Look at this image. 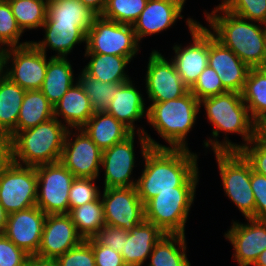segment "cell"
<instances>
[{
    "mask_svg": "<svg viewBox=\"0 0 266 266\" xmlns=\"http://www.w3.org/2000/svg\"><path fill=\"white\" fill-rule=\"evenodd\" d=\"M58 266H96L95 256L89 239L83 240L77 246L69 249L56 258Z\"/></svg>",
    "mask_w": 266,
    "mask_h": 266,
    "instance_id": "cell-43",
    "label": "cell"
},
{
    "mask_svg": "<svg viewBox=\"0 0 266 266\" xmlns=\"http://www.w3.org/2000/svg\"><path fill=\"white\" fill-rule=\"evenodd\" d=\"M10 160V138L0 131V168Z\"/></svg>",
    "mask_w": 266,
    "mask_h": 266,
    "instance_id": "cell-48",
    "label": "cell"
},
{
    "mask_svg": "<svg viewBox=\"0 0 266 266\" xmlns=\"http://www.w3.org/2000/svg\"><path fill=\"white\" fill-rule=\"evenodd\" d=\"M54 117V107L41 90L26 91L20 108L17 131H23Z\"/></svg>",
    "mask_w": 266,
    "mask_h": 266,
    "instance_id": "cell-33",
    "label": "cell"
},
{
    "mask_svg": "<svg viewBox=\"0 0 266 266\" xmlns=\"http://www.w3.org/2000/svg\"><path fill=\"white\" fill-rule=\"evenodd\" d=\"M196 187H176V191L160 192L145 205V220L165 234L185 235V226Z\"/></svg>",
    "mask_w": 266,
    "mask_h": 266,
    "instance_id": "cell-7",
    "label": "cell"
},
{
    "mask_svg": "<svg viewBox=\"0 0 266 266\" xmlns=\"http://www.w3.org/2000/svg\"><path fill=\"white\" fill-rule=\"evenodd\" d=\"M26 90L0 73V131L9 138L17 131V121Z\"/></svg>",
    "mask_w": 266,
    "mask_h": 266,
    "instance_id": "cell-30",
    "label": "cell"
},
{
    "mask_svg": "<svg viewBox=\"0 0 266 266\" xmlns=\"http://www.w3.org/2000/svg\"><path fill=\"white\" fill-rule=\"evenodd\" d=\"M186 0H148L146 7L133 23L136 38L140 43L144 37L166 31L175 25Z\"/></svg>",
    "mask_w": 266,
    "mask_h": 266,
    "instance_id": "cell-21",
    "label": "cell"
},
{
    "mask_svg": "<svg viewBox=\"0 0 266 266\" xmlns=\"http://www.w3.org/2000/svg\"><path fill=\"white\" fill-rule=\"evenodd\" d=\"M69 215L84 240L93 238L106 225L100 196L95 201L71 209Z\"/></svg>",
    "mask_w": 266,
    "mask_h": 266,
    "instance_id": "cell-34",
    "label": "cell"
},
{
    "mask_svg": "<svg viewBox=\"0 0 266 266\" xmlns=\"http://www.w3.org/2000/svg\"><path fill=\"white\" fill-rule=\"evenodd\" d=\"M89 245L92 247L96 266H127L121 253L101 245L94 237L89 238Z\"/></svg>",
    "mask_w": 266,
    "mask_h": 266,
    "instance_id": "cell-45",
    "label": "cell"
},
{
    "mask_svg": "<svg viewBox=\"0 0 266 266\" xmlns=\"http://www.w3.org/2000/svg\"><path fill=\"white\" fill-rule=\"evenodd\" d=\"M96 179L75 178L69 192V211L75 207L95 201L101 194Z\"/></svg>",
    "mask_w": 266,
    "mask_h": 266,
    "instance_id": "cell-41",
    "label": "cell"
},
{
    "mask_svg": "<svg viewBox=\"0 0 266 266\" xmlns=\"http://www.w3.org/2000/svg\"><path fill=\"white\" fill-rule=\"evenodd\" d=\"M82 129L102 151L124 141L132 134L126 126L106 111L94 112Z\"/></svg>",
    "mask_w": 266,
    "mask_h": 266,
    "instance_id": "cell-26",
    "label": "cell"
},
{
    "mask_svg": "<svg viewBox=\"0 0 266 266\" xmlns=\"http://www.w3.org/2000/svg\"><path fill=\"white\" fill-rule=\"evenodd\" d=\"M44 38L42 41H31L39 50L47 53L55 51L52 57H67L76 44L85 43L87 34L77 24H57V22H44Z\"/></svg>",
    "mask_w": 266,
    "mask_h": 266,
    "instance_id": "cell-24",
    "label": "cell"
},
{
    "mask_svg": "<svg viewBox=\"0 0 266 266\" xmlns=\"http://www.w3.org/2000/svg\"><path fill=\"white\" fill-rule=\"evenodd\" d=\"M30 255L0 234V266H25Z\"/></svg>",
    "mask_w": 266,
    "mask_h": 266,
    "instance_id": "cell-44",
    "label": "cell"
},
{
    "mask_svg": "<svg viewBox=\"0 0 266 266\" xmlns=\"http://www.w3.org/2000/svg\"><path fill=\"white\" fill-rule=\"evenodd\" d=\"M25 266H58L56 259L41 258L36 255L29 256Z\"/></svg>",
    "mask_w": 266,
    "mask_h": 266,
    "instance_id": "cell-49",
    "label": "cell"
},
{
    "mask_svg": "<svg viewBox=\"0 0 266 266\" xmlns=\"http://www.w3.org/2000/svg\"><path fill=\"white\" fill-rule=\"evenodd\" d=\"M253 266H266V249L258 256Z\"/></svg>",
    "mask_w": 266,
    "mask_h": 266,
    "instance_id": "cell-52",
    "label": "cell"
},
{
    "mask_svg": "<svg viewBox=\"0 0 266 266\" xmlns=\"http://www.w3.org/2000/svg\"><path fill=\"white\" fill-rule=\"evenodd\" d=\"M225 195L246 218L255 219L251 164L240 151L214 152Z\"/></svg>",
    "mask_w": 266,
    "mask_h": 266,
    "instance_id": "cell-6",
    "label": "cell"
},
{
    "mask_svg": "<svg viewBox=\"0 0 266 266\" xmlns=\"http://www.w3.org/2000/svg\"><path fill=\"white\" fill-rule=\"evenodd\" d=\"M46 216L36 205L8 214L3 234L28 255H36L41 243Z\"/></svg>",
    "mask_w": 266,
    "mask_h": 266,
    "instance_id": "cell-18",
    "label": "cell"
},
{
    "mask_svg": "<svg viewBox=\"0 0 266 266\" xmlns=\"http://www.w3.org/2000/svg\"><path fill=\"white\" fill-rule=\"evenodd\" d=\"M24 32L20 29L7 0H0V51L9 47L24 46L31 41L21 42Z\"/></svg>",
    "mask_w": 266,
    "mask_h": 266,
    "instance_id": "cell-38",
    "label": "cell"
},
{
    "mask_svg": "<svg viewBox=\"0 0 266 266\" xmlns=\"http://www.w3.org/2000/svg\"><path fill=\"white\" fill-rule=\"evenodd\" d=\"M204 106L208 121L213 125L212 135L204 140V147L211 151H240L249 144L260 132V127L252 120L248 108L238 92H226L224 94L208 97L199 101ZM224 132L225 139L218 140L220 132ZM236 133L243 138V143L231 142L227 135ZM220 141V142H219Z\"/></svg>",
    "mask_w": 266,
    "mask_h": 266,
    "instance_id": "cell-2",
    "label": "cell"
},
{
    "mask_svg": "<svg viewBox=\"0 0 266 266\" xmlns=\"http://www.w3.org/2000/svg\"><path fill=\"white\" fill-rule=\"evenodd\" d=\"M0 73H1V53H0Z\"/></svg>",
    "mask_w": 266,
    "mask_h": 266,
    "instance_id": "cell-55",
    "label": "cell"
},
{
    "mask_svg": "<svg viewBox=\"0 0 266 266\" xmlns=\"http://www.w3.org/2000/svg\"><path fill=\"white\" fill-rule=\"evenodd\" d=\"M72 65L67 57H49L46 76L40 88L54 106L75 83Z\"/></svg>",
    "mask_w": 266,
    "mask_h": 266,
    "instance_id": "cell-29",
    "label": "cell"
},
{
    "mask_svg": "<svg viewBox=\"0 0 266 266\" xmlns=\"http://www.w3.org/2000/svg\"><path fill=\"white\" fill-rule=\"evenodd\" d=\"M74 130L75 132L73 128H68L60 162L75 178L98 179L102 172L100 171L102 150L82 128H74Z\"/></svg>",
    "mask_w": 266,
    "mask_h": 266,
    "instance_id": "cell-13",
    "label": "cell"
},
{
    "mask_svg": "<svg viewBox=\"0 0 266 266\" xmlns=\"http://www.w3.org/2000/svg\"><path fill=\"white\" fill-rule=\"evenodd\" d=\"M186 24L192 36V44L186 47L175 44L173 61L183 83L191 88L199 75L208 66L209 30L196 20L187 18Z\"/></svg>",
    "mask_w": 266,
    "mask_h": 266,
    "instance_id": "cell-12",
    "label": "cell"
},
{
    "mask_svg": "<svg viewBox=\"0 0 266 266\" xmlns=\"http://www.w3.org/2000/svg\"><path fill=\"white\" fill-rule=\"evenodd\" d=\"M241 94L252 120L262 129L266 125V69L250 68Z\"/></svg>",
    "mask_w": 266,
    "mask_h": 266,
    "instance_id": "cell-31",
    "label": "cell"
},
{
    "mask_svg": "<svg viewBox=\"0 0 266 266\" xmlns=\"http://www.w3.org/2000/svg\"><path fill=\"white\" fill-rule=\"evenodd\" d=\"M250 183L255 197V219L266 220V176L256 173L251 166Z\"/></svg>",
    "mask_w": 266,
    "mask_h": 266,
    "instance_id": "cell-46",
    "label": "cell"
},
{
    "mask_svg": "<svg viewBox=\"0 0 266 266\" xmlns=\"http://www.w3.org/2000/svg\"><path fill=\"white\" fill-rule=\"evenodd\" d=\"M190 92L200 101L228 91L223 87L217 72L208 65L190 88Z\"/></svg>",
    "mask_w": 266,
    "mask_h": 266,
    "instance_id": "cell-40",
    "label": "cell"
},
{
    "mask_svg": "<svg viewBox=\"0 0 266 266\" xmlns=\"http://www.w3.org/2000/svg\"><path fill=\"white\" fill-rule=\"evenodd\" d=\"M20 29H40L47 17L48 0H7Z\"/></svg>",
    "mask_w": 266,
    "mask_h": 266,
    "instance_id": "cell-35",
    "label": "cell"
},
{
    "mask_svg": "<svg viewBox=\"0 0 266 266\" xmlns=\"http://www.w3.org/2000/svg\"><path fill=\"white\" fill-rule=\"evenodd\" d=\"M84 56L91 57L82 69L88 76L110 83H126L131 80L125 69L133 57L95 53H85Z\"/></svg>",
    "mask_w": 266,
    "mask_h": 266,
    "instance_id": "cell-27",
    "label": "cell"
},
{
    "mask_svg": "<svg viewBox=\"0 0 266 266\" xmlns=\"http://www.w3.org/2000/svg\"><path fill=\"white\" fill-rule=\"evenodd\" d=\"M83 240L69 214H49L44 222L36 256L56 259Z\"/></svg>",
    "mask_w": 266,
    "mask_h": 266,
    "instance_id": "cell-19",
    "label": "cell"
},
{
    "mask_svg": "<svg viewBox=\"0 0 266 266\" xmlns=\"http://www.w3.org/2000/svg\"><path fill=\"white\" fill-rule=\"evenodd\" d=\"M148 0H107L101 17L121 24L133 25Z\"/></svg>",
    "mask_w": 266,
    "mask_h": 266,
    "instance_id": "cell-37",
    "label": "cell"
},
{
    "mask_svg": "<svg viewBox=\"0 0 266 266\" xmlns=\"http://www.w3.org/2000/svg\"><path fill=\"white\" fill-rule=\"evenodd\" d=\"M246 220L245 224L233 220L230 229L224 233L235 251L232 258L239 266H252L266 249V220L254 218Z\"/></svg>",
    "mask_w": 266,
    "mask_h": 266,
    "instance_id": "cell-16",
    "label": "cell"
},
{
    "mask_svg": "<svg viewBox=\"0 0 266 266\" xmlns=\"http://www.w3.org/2000/svg\"><path fill=\"white\" fill-rule=\"evenodd\" d=\"M0 53L3 75L26 91L40 90L49 61L47 54L32 42L24 46L3 49Z\"/></svg>",
    "mask_w": 266,
    "mask_h": 266,
    "instance_id": "cell-8",
    "label": "cell"
},
{
    "mask_svg": "<svg viewBox=\"0 0 266 266\" xmlns=\"http://www.w3.org/2000/svg\"><path fill=\"white\" fill-rule=\"evenodd\" d=\"M53 107L54 117L57 119L61 117L62 120L60 121L67 128H82L94 114L90 98L78 81Z\"/></svg>",
    "mask_w": 266,
    "mask_h": 266,
    "instance_id": "cell-25",
    "label": "cell"
},
{
    "mask_svg": "<svg viewBox=\"0 0 266 266\" xmlns=\"http://www.w3.org/2000/svg\"><path fill=\"white\" fill-rule=\"evenodd\" d=\"M261 131L266 134V125L261 129Z\"/></svg>",
    "mask_w": 266,
    "mask_h": 266,
    "instance_id": "cell-54",
    "label": "cell"
},
{
    "mask_svg": "<svg viewBox=\"0 0 266 266\" xmlns=\"http://www.w3.org/2000/svg\"><path fill=\"white\" fill-rule=\"evenodd\" d=\"M240 152L249 161L253 171L266 176V134L261 131Z\"/></svg>",
    "mask_w": 266,
    "mask_h": 266,
    "instance_id": "cell-42",
    "label": "cell"
},
{
    "mask_svg": "<svg viewBox=\"0 0 266 266\" xmlns=\"http://www.w3.org/2000/svg\"><path fill=\"white\" fill-rule=\"evenodd\" d=\"M98 15L80 0H48L45 22L77 24L86 34Z\"/></svg>",
    "mask_w": 266,
    "mask_h": 266,
    "instance_id": "cell-28",
    "label": "cell"
},
{
    "mask_svg": "<svg viewBox=\"0 0 266 266\" xmlns=\"http://www.w3.org/2000/svg\"><path fill=\"white\" fill-rule=\"evenodd\" d=\"M199 100L189 91L174 100L153 102L148 106L147 122L169 144L167 148H186L187 134L196 124Z\"/></svg>",
    "mask_w": 266,
    "mask_h": 266,
    "instance_id": "cell-5",
    "label": "cell"
},
{
    "mask_svg": "<svg viewBox=\"0 0 266 266\" xmlns=\"http://www.w3.org/2000/svg\"><path fill=\"white\" fill-rule=\"evenodd\" d=\"M76 80L90 98L94 112H104L108 109V106L114 98L115 89L121 84L102 82L101 80L88 76L83 70L78 75V78L76 77Z\"/></svg>",
    "mask_w": 266,
    "mask_h": 266,
    "instance_id": "cell-36",
    "label": "cell"
},
{
    "mask_svg": "<svg viewBox=\"0 0 266 266\" xmlns=\"http://www.w3.org/2000/svg\"><path fill=\"white\" fill-rule=\"evenodd\" d=\"M208 65L217 72L228 92L242 93L250 68L231 49L216 40L210 30Z\"/></svg>",
    "mask_w": 266,
    "mask_h": 266,
    "instance_id": "cell-20",
    "label": "cell"
},
{
    "mask_svg": "<svg viewBox=\"0 0 266 266\" xmlns=\"http://www.w3.org/2000/svg\"><path fill=\"white\" fill-rule=\"evenodd\" d=\"M37 201L46 215L69 214V192L74 175L61 163L36 166Z\"/></svg>",
    "mask_w": 266,
    "mask_h": 266,
    "instance_id": "cell-11",
    "label": "cell"
},
{
    "mask_svg": "<svg viewBox=\"0 0 266 266\" xmlns=\"http://www.w3.org/2000/svg\"><path fill=\"white\" fill-rule=\"evenodd\" d=\"M262 68L266 69V37H265V43H264V54H263V60H262Z\"/></svg>",
    "mask_w": 266,
    "mask_h": 266,
    "instance_id": "cell-53",
    "label": "cell"
},
{
    "mask_svg": "<svg viewBox=\"0 0 266 266\" xmlns=\"http://www.w3.org/2000/svg\"><path fill=\"white\" fill-rule=\"evenodd\" d=\"M134 139L135 133H132L124 141L102 151L101 169L104 170V188L136 186L137 179L131 177L136 159Z\"/></svg>",
    "mask_w": 266,
    "mask_h": 266,
    "instance_id": "cell-17",
    "label": "cell"
},
{
    "mask_svg": "<svg viewBox=\"0 0 266 266\" xmlns=\"http://www.w3.org/2000/svg\"><path fill=\"white\" fill-rule=\"evenodd\" d=\"M220 5L237 16L266 25V0H223Z\"/></svg>",
    "mask_w": 266,
    "mask_h": 266,
    "instance_id": "cell-39",
    "label": "cell"
},
{
    "mask_svg": "<svg viewBox=\"0 0 266 266\" xmlns=\"http://www.w3.org/2000/svg\"><path fill=\"white\" fill-rule=\"evenodd\" d=\"M86 7L94 11L98 16H101L106 6L107 0H80Z\"/></svg>",
    "mask_w": 266,
    "mask_h": 266,
    "instance_id": "cell-50",
    "label": "cell"
},
{
    "mask_svg": "<svg viewBox=\"0 0 266 266\" xmlns=\"http://www.w3.org/2000/svg\"><path fill=\"white\" fill-rule=\"evenodd\" d=\"M186 242V235L164 234L154 245L147 266H191Z\"/></svg>",
    "mask_w": 266,
    "mask_h": 266,
    "instance_id": "cell-32",
    "label": "cell"
},
{
    "mask_svg": "<svg viewBox=\"0 0 266 266\" xmlns=\"http://www.w3.org/2000/svg\"><path fill=\"white\" fill-rule=\"evenodd\" d=\"M138 134L144 169L138 176L136 189L145 205L160 192L176 191V187H197L198 155L186 148H167L147 133Z\"/></svg>",
    "mask_w": 266,
    "mask_h": 266,
    "instance_id": "cell-1",
    "label": "cell"
},
{
    "mask_svg": "<svg viewBox=\"0 0 266 266\" xmlns=\"http://www.w3.org/2000/svg\"><path fill=\"white\" fill-rule=\"evenodd\" d=\"M169 61L158 50L150 53L144 80L148 100L152 103L174 100L190 91L177 73L173 61Z\"/></svg>",
    "mask_w": 266,
    "mask_h": 266,
    "instance_id": "cell-15",
    "label": "cell"
},
{
    "mask_svg": "<svg viewBox=\"0 0 266 266\" xmlns=\"http://www.w3.org/2000/svg\"><path fill=\"white\" fill-rule=\"evenodd\" d=\"M143 94L135 88V83L130 80L121 83L115 89L114 98L112 99L107 113L114 116L119 122L126 126L132 133H145L144 128L135 126V121H140L148 115V108L145 107V98ZM137 127L138 129L135 130ZM136 131V132H135Z\"/></svg>",
    "mask_w": 266,
    "mask_h": 266,
    "instance_id": "cell-22",
    "label": "cell"
},
{
    "mask_svg": "<svg viewBox=\"0 0 266 266\" xmlns=\"http://www.w3.org/2000/svg\"><path fill=\"white\" fill-rule=\"evenodd\" d=\"M163 233L156 225L142 221L135 225L124 238V245L120 252L127 266H142L150 256L154 245L163 237Z\"/></svg>",
    "mask_w": 266,
    "mask_h": 266,
    "instance_id": "cell-23",
    "label": "cell"
},
{
    "mask_svg": "<svg viewBox=\"0 0 266 266\" xmlns=\"http://www.w3.org/2000/svg\"><path fill=\"white\" fill-rule=\"evenodd\" d=\"M8 219V213L5 211L3 206L0 204V234H3Z\"/></svg>",
    "mask_w": 266,
    "mask_h": 266,
    "instance_id": "cell-51",
    "label": "cell"
},
{
    "mask_svg": "<svg viewBox=\"0 0 266 266\" xmlns=\"http://www.w3.org/2000/svg\"><path fill=\"white\" fill-rule=\"evenodd\" d=\"M36 167L23 166L9 160L0 168V204L8 214L36 205Z\"/></svg>",
    "mask_w": 266,
    "mask_h": 266,
    "instance_id": "cell-9",
    "label": "cell"
},
{
    "mask_svg": "<svg viewBox=\"0 0 266 266\" xmlns=\"http://www.w3.org/2000/svg\"><path fill=\"white\" fill-rule=\"evenodd\" d=\"M100 197L106 225L130 231L145 220L144 204L136 186L104 188Z\"/></svg>",
    "mask_w": 266,
    "mask_h": 266,
    "instance_id": "cell-14",
    "label": "cell"
},
{
    "mask_svg": "<svg viewBox=\"0 0 266 266\" xmlns=\"http://www.w3.org/2000/svg\"><path fill=\"white\" fill-rule=\"evenodd\" d=\"M203 14L209 23L207 29L213 30L216 40L231 49L249 68H262L266 25L237 16L220 4L211 13L205 10Z\"/></svg>",
    "mask_w": 266,
    "mask_h": 266,
    "instance_id": "cell-3",
    "label": "cell"
},
{
    "mask_svg": "<svg viewBox=\"0 0 266 266\" xmlns=\"http://www.w3.org/2000/svg\"><path fill=\"white\" fill-rule=\"evenodd\" d=\"M67 131L68 128L55 117L35 127L16 131L10 137V160L33 167L60 162Z\"/></svg>",
    "mask_w": 266,
    "mask_h": 266,
    "instance_id": "cell-4",
    "label": "cell"
},
{
    "mask_svg": "<svg viewBox=\"0 0 266 266\" xmlns=\"http://www.w3.org/2000/svg\"><path fill=\"white\" fill-rule=\"evenodd\" d=\"M139 45L132 25L98 16L87 32L85 53L135 57Z\"/></svg>",
    "mask_w": 266,
    "mask_h": 266,
    "instance_id": "cell-10",
    "label": "cell"
},
{
    "mask_svg": "<svg viewBox=\"0 0 266 266\" xmlns=\"http://www.w3.org/2000/svg\"><path fill=\"white\" fill-rule=\"evenodd\" d=\"M129 231L105 225L94 238L104 246H109L116 252H121L124 245V238H127Z\"/></svg>",
    "mask_w": 266,
    "mask_h": 266,
    "instance_id": "cell-47",
    "label": "cell"
}]
</instances>
